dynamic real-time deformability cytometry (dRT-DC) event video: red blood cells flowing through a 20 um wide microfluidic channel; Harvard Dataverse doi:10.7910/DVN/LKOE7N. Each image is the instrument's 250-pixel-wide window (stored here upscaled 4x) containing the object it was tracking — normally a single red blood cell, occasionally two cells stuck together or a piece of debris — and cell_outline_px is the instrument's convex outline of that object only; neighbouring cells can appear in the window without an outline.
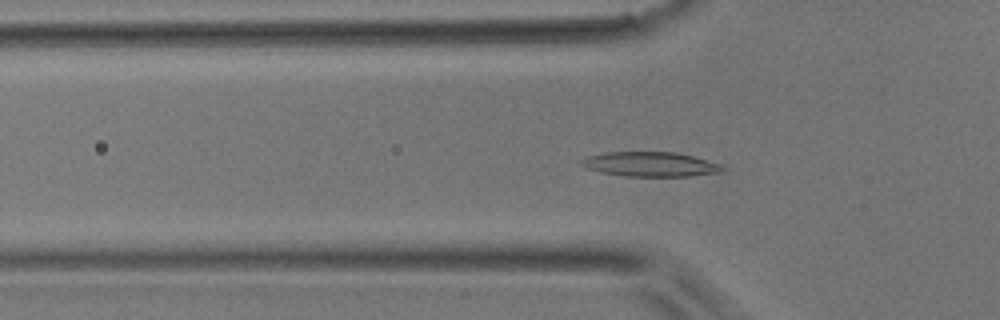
{"species": "common noctule bat (a hibernating species)", "species_latin": "Nyctalus noctula", "temperature_condition": "room temperature", "stored_images_in_passage": 40, "camera_frame_rate_fps": 3000, "um_per_image_px": 0.085, "animal": {"sex": "male", "body_mass_g": 17.9}, "frame": {"image": 1, "passage_image": 7, "time_ms": 2.0, "image_size_px": [1000, 320], "cell_outline_px": [[728, 168], [724, 172], [688, 176], [624, 176], [600, 172], [588, 168], [580, 164], [580, 160], [588, 156], [604, 152], [676, 152], [724, 164]], "centroid_in_image_um": [55.35, 13.96], "position_along_channel_um": 70.4, "area_um2": 20.46}}
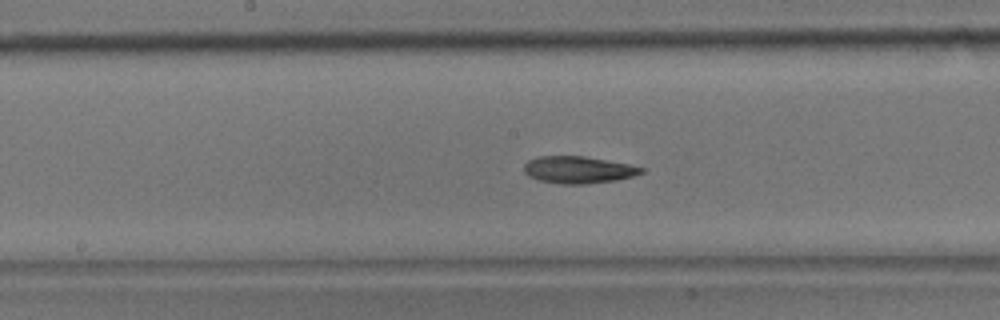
{"frame": {"image": 2, "passage_image": 16, "time_ms": 5.0, "image_size_px": [1000, 320], "cell_outline_px": [[644, 172], [632, 176], [616, 180], [584, 184], [560, 184], [540, 180], [528, 176], [524, 172], [524, 164], [528, 160], [536, 156], [584, 156], [628, 164], [644, 168]], "centroid_in_image_um": [49.12, 14.43], "position_along_channel_um": 199.1, "area_um2": 18.44}}
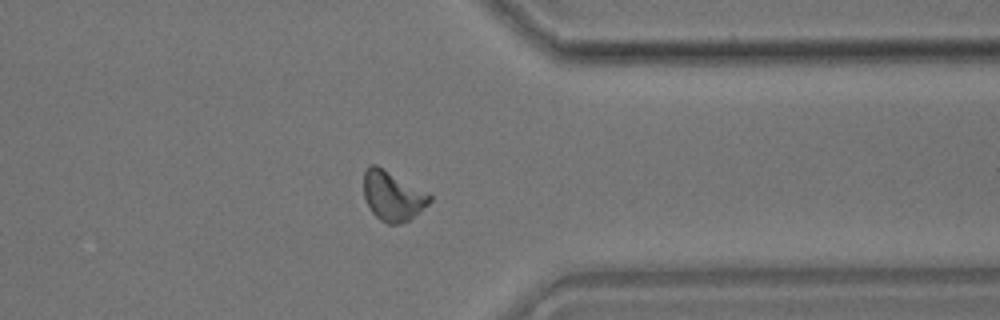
{"frame": {"image": 3, "passage_image": 29, "time_ms": 9.333, "image_size_px": [1000, 320], "cell_outline_px": [[432, 200], [420, 212], [408, 220], [400, 224], [388, 224], [380, 220], [372, 212], [364, 196], [364, 172], [372, 164], [376, 164], [428, 192], [432, 196]], "centroid_in_image_um": [33.4, 16.66], "position_along_channel_um": 378.0, "area_um2": 19.02}}